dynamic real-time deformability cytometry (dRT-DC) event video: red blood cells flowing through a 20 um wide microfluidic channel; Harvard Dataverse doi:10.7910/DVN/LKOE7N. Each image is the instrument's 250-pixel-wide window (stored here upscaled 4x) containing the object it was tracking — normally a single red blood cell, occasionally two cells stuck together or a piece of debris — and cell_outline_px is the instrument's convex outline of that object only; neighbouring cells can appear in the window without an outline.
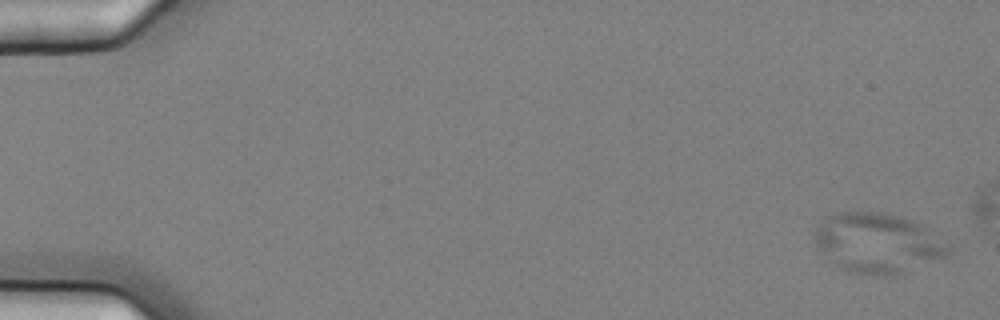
{"species": "common noctule bat (a hibernating species)", "species_latin": "Nyctalus noctula", "temperature_condition": "cold", "stored_images_in_passage": 8, "camera_frame_rate_fps": 3000, "um_per_image_px": 0.085, "animal": {"sex": "female", "body_mass_g": 25.1}, "frame": {"image": 1, "passage_image": 1, "time_ms": 0.0, "image_size_px": [1000, 320], "cell_outline_px": [[952, 252], [948, 256], [900, 272], [884, 276], [848, 272], [836, 268], [824, 260], [816, 248], [816, 232], [820, 224], [828, 216], [836, 212], [880, 212], [900, 216], [916, 224], [952, 248]], "centroid_in_image_um": [74.49, 20.69], "position_along_channel_um": 10.5, "area_um2": 46.01}}
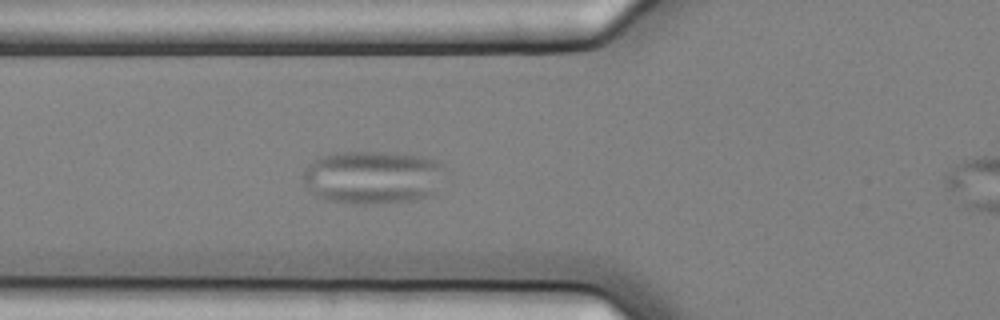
{"frame": {"image": 2, "passage_image": 7, "time_ms": 2.0, "image_size_px": [1000, 320], "cell_outline_px": [[444, 164], [436, 192], [432, 196], [412, 200], [372, 204], [356, 204], [328, 200], [316, 196], [304, 184], [304, 168], [308, 164], [320, 156], [332, 152], [384, 152], [420, 156], [436, 160]], "centroid_in_image_um": [31.66, 15.06], "position_along_channel_um": 94.1, "area_um2": 44.16}}